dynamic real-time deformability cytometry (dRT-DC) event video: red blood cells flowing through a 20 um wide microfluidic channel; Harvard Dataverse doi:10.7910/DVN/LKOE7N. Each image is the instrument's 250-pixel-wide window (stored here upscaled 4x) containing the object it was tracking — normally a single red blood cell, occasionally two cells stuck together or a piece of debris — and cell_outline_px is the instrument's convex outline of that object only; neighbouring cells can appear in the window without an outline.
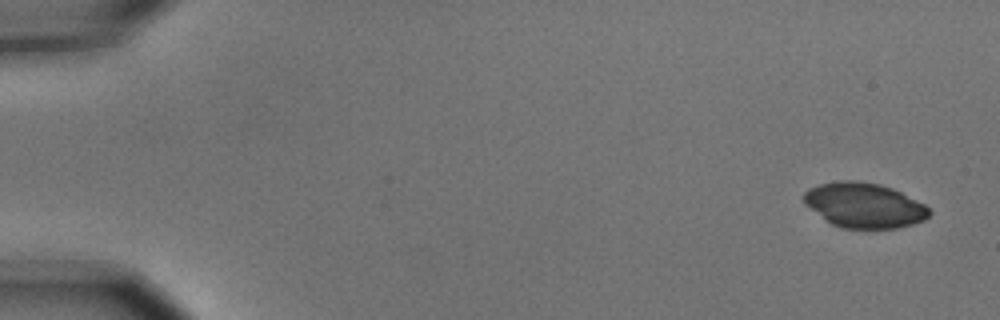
{"species": "common noctule bat (a hibernating species)", "species_latin": "Nyctalus noctula", "temperature_condition": "cold", "stored_images_in_passage": 6, "segment_of_instrument_passage": [1, 2], "camera_frame_rate_fps": 3000, "um_per_image_px": 0.085, "animal": {"sex": "male", "body_mass_g": 15.6}, "frame": {"image": 1, "passage_image": 1, "time_ms": 0.0, "image_size_px": [1000, 320], "cell_outline_px": [[932, 212], [924, 220], [912, 224], [896, 228], [844, 228], [832, 224], [804, 204], [800, 196], [808, 188], [820, 184], [840, 180], [856, 180], [880, 184], [892, 188], [924, 204]], "centroid_in_image_um": [73.42, 17.43], "position_along_channel_um": 11.6, "area_um2": 32.83}}